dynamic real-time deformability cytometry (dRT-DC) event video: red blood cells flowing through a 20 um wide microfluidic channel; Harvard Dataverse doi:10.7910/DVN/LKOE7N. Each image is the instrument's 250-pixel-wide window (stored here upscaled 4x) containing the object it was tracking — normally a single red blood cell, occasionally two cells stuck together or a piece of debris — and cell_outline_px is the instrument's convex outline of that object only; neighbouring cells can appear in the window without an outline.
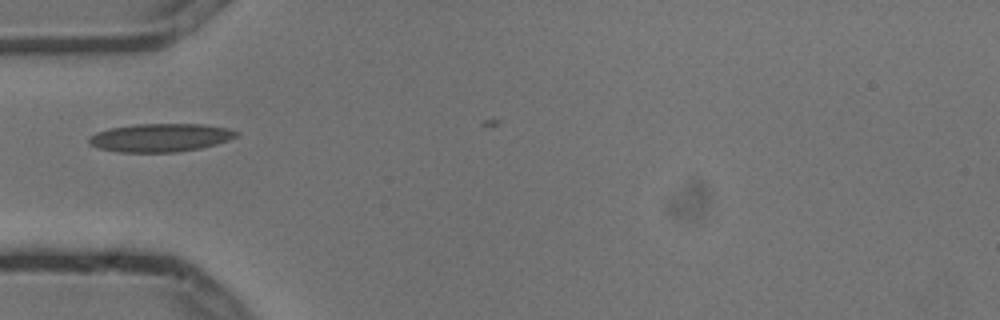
{"species": "common noctule bat (a hibernating species)", "species_latin": "Nyctalus noctula", "temperature_condition": "cold", "stored_images_in_passage": 1, "camera_frame_rate_fps": 3000, "um_per_image_px": 0.085, "animal": {"sex": "male", "body_mass_g": 13.3}, "frame": {"image": 1, "passage_image": 1, "time_ms": 0.0, "image_size_px": [1000, 320], "cell_outline_px": [[240, 132], [236, 136], [228, 140], [216, 144], [200, 148], [176, 152], [120, 152], [100, 148], [88, 144], [88, 136], [96, 132], [108, 128], [136, 124], [204, 124], [228, 128]], "centroid_in_image_um": [13.61, 11.69], "position_along_channel_um": 71.4, "area_um2": 24.33}}